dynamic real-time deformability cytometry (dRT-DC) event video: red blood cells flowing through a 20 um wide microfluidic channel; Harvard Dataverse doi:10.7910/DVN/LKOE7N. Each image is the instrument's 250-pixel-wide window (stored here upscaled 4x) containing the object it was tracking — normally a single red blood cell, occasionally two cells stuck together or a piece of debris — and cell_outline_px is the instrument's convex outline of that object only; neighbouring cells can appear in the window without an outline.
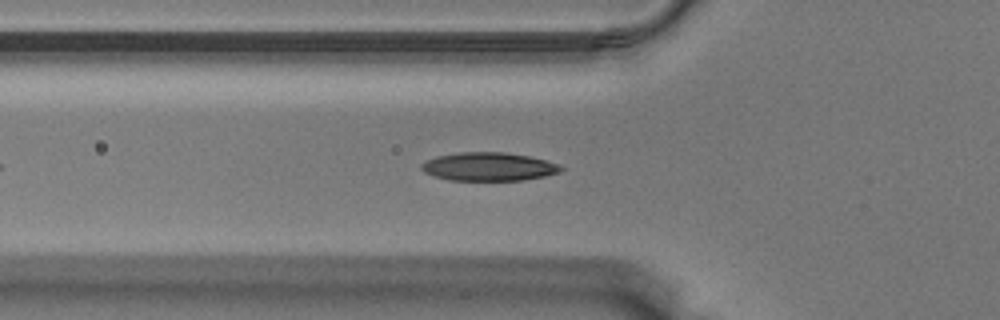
{"species": "Egyptian fruit bat (a non-hibernating species)", "species_latin": "Rousettus aegyptiacus", "temperature_condition": "warm", "stored_images_in_passage": 44, "camera_frame_rate_fps": 3000, "um_per_image_px": 0.085, "animal": {"sex": "male"}, "frame": {"image": 1, "passage_image": 10, "time_ms": 3.0, "image_size_px": [1000, 320], "cell_outline_px": [[564, 168], [560, 172], [544, 176], [524, 180], [448, 180], [424, 172], [420, 168], [420, 164], [424, 160], [436, 156], [460, 152], [504, 152], [528, 156], [560, 164]], "centroid_in_image_um": [41.51, 14.16], "position_along_channel_um": 84.3, "area_um2": 23.12}}
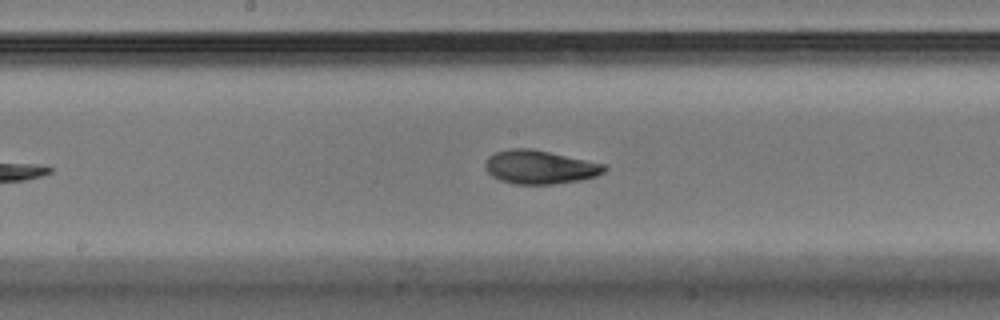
{"frame": {"image": 2, "passage_image": 20, "time_ms": 6.333, "image_size_px": [1000, 320], "cell_outline_px": [[608, 168], [604, 172], [596, 176], [580, 180], [552, 184], [516, 184], [500, 180], [492, 176], [484, 168], [484, 164], [488, 156], [496, 152], [512, 148], [532, 148], [608, 164]], "centroid_in_image_um": [45.91, 14.19], "position_along_channel_um": 202.3, "area_um2": 23.58}}
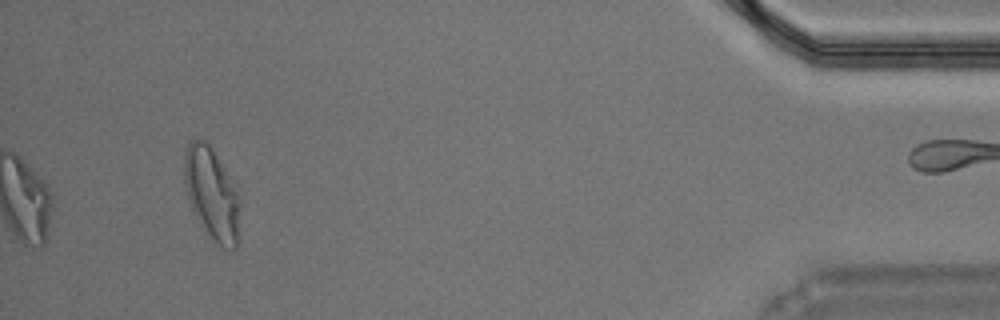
{"frame": {"image": 3, "passage_image": 44, "time_ms": 14.333, "image_size_px": [1000, 320], "cell_outline_px": [[240, 204], [236, 248], [224, 248], [204, 232], [192, 212], [188, 200], [184, 184], [184, 152], [188, 144], [192, 140], [204, 140], [212, 148], [236, 184], [240, 200]], "centroid_in_image_um": [17.99, 16.46], "position_along_channel_um": 417.2, "area_um2": 30.29}, "authors_computed_cell_mechanics": {"area_um2": 22.6576, "velocity_mm_per_s": 3.5079, "shape_relaxation_time_tau1_ms": 4.3355, "shape_relaxation_time_tau2_ms": 1.9253, "deformation_change_tau1": 0.1514, "deformation_change_tau2": 0.0552}}